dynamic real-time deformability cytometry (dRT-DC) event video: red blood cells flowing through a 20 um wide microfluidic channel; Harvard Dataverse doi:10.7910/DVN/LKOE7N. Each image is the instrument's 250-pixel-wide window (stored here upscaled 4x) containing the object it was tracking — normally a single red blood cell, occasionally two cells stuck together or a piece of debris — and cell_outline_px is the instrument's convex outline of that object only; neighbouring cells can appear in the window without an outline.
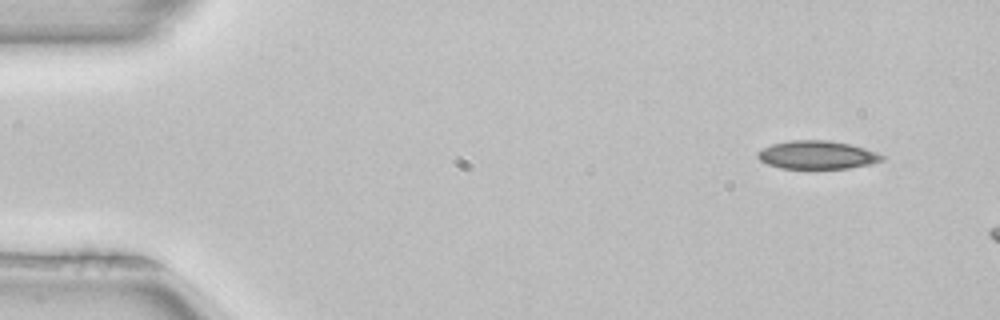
{"species": "common noctule bat (a hibernating species)", "species_latin": "Nyctalus noctula", "temperature_condition": "room temperature", "stored_images_in_passage": 3, "camera_frame_rate_fps": 3000, "um_per_image_px": 0.085, "animal": {"sex": "female", "body_mass_g": 22.7, "forearm_length_mm": 54.2}, "frame": {"image": 1, "passage_image": 1, "time_ms": 0.0, "image_size_px": [1000, 320], "cell_outline_px": [[888, 156], [884, 160], [872, 164], [848, 168], [780, 168], [768, 164], [760, 160], [756, 156], [756, 152], [772, 144], [788, 140], [828, 140], [848, 144], [864, 148]], "centroid_in_image_um": [69.48, 13.16], "position_along_channel_um": 15.5, "area_um2": 20.52}}